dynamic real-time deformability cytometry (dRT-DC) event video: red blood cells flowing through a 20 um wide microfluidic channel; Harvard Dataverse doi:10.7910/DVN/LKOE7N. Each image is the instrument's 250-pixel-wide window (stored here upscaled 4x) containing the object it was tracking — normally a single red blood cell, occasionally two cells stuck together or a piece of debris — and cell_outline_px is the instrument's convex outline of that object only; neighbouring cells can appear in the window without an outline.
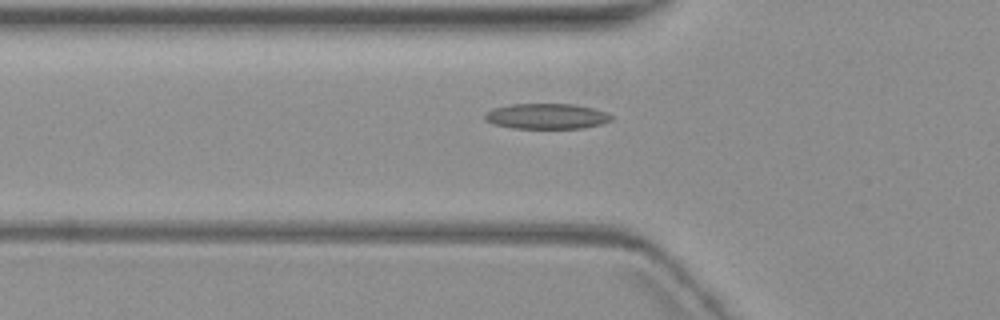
{"species": "common noctule bat (a hibernating species)", "species_latin": "Nyctalus noctula", "temperature_condition": "warm", "stored_images_in_passage": 7, "camera_frame_rate_fps": 3000, "um_per_image_px": 0.085, "animal": {"sex": "female", "body_mass_g": 19.3, "forearm_length_mm": 54.1}, "frame": {"image": 1, "passage_image": 6, "time_ms": 7.0, "image_size_px": [1000, 320], "cell_outline_px": [[612, 120], [600, 124], [584, 128], [512, 128], [496, 124], [484, 120], [484, 116], [492, 108], [512, 104], [576, 104], [596, 108], [608, 112], [612, 116]], "centroid_in_image_um": [46.51, 9.87], "position_along_channel_um": 79.3, "area_um2": 18.84}}
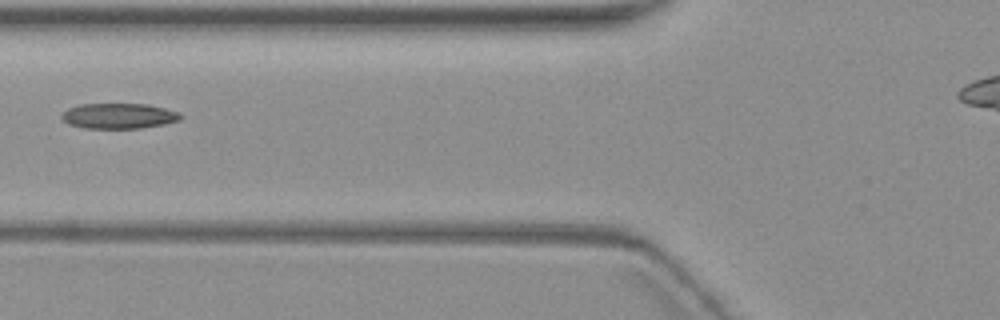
{"frame": {"image": 2, "passage_image": 7, "time_ms": 8.0, "image_size_px": [1000, 320], "cell_outline_px": [[180, 120], [164, 124], [140, 128], [84, 128], [68, 124], [60, 116], [68, 108], [80, 104], [148, 104], [180, 112]], "centroid_in_image_um": [10.09, 9.85], "position_along_channel_um": 115.7, "area_um2": 17.51}}